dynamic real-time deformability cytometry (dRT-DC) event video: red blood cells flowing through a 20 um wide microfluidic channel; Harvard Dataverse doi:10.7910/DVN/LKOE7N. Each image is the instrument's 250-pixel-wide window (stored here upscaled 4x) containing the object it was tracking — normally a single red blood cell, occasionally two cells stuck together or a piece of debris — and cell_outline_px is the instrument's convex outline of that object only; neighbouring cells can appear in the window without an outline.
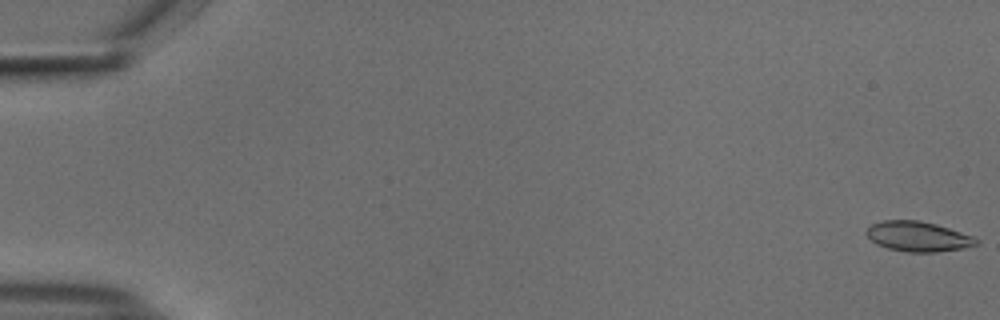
{"species": "common noctule bat (a hibernating species)", "species_latin": "Nyctalus noctula", "temperature_condition": "cold", "stored_images_in_passage": 55, "camera_frame_rate_fps": 3000, "um_per_image_px": 0.085, "animal": {"sex": "male", "body_mass_g": 18.8}, "frame": {"image": 1, "passage_image": 1, "time_ms": 0.0, "image_size_px": [1000, 320], "cell_outline_px": [[980, 244], [964, 248], [936, 252], [908, 252], [888, 248], [876, 244], [864, 232], [872, 224], [884, 220], [920, 220], [936, 224], [972, 236], [980, 240]], "centroid_in_image_um": [78.05, 20.1], "position_along_channel_um": 7.0, "area_um2": 19.19}}
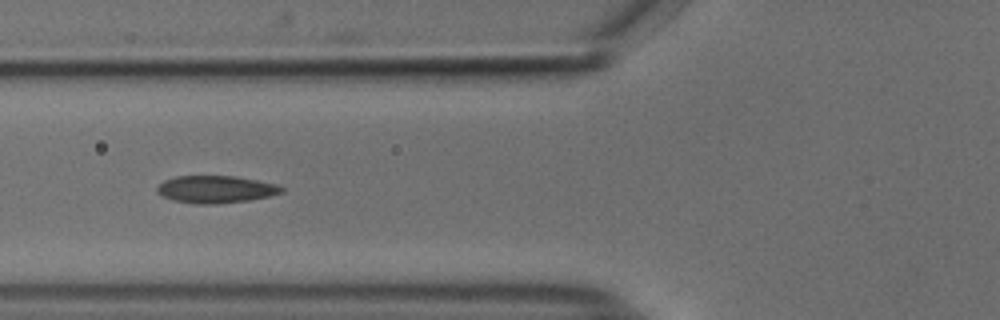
{"frame": {"image": 2, "passage_image": 22, "time_ms": 7.0, "image_size_px": [1000, 320], "cell_outline_px": [[284, 192], [268, 196], [248, 200], [216, 204], [196, 204], [172, 200], [160, 196], [156, 192], [156, 188], [164, 180], [176, 176], [236, 176], [276, 184], [284, 188]], "centroid_in_image_um": [18.3, 16.09], "position_along_channel_um": 107.5, "area_um2": 19.88}}
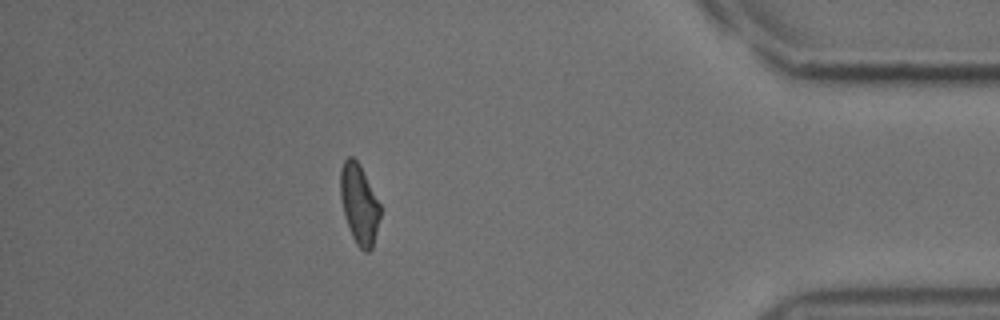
{"frame": {"image": 3, "passage_image": 49, "time_ms": 16.0, "image_size_px": [1000, 320], "cell_outline_px": [[380, 216], [372, 248], [368, 252], [364, 252], [356, 244], [352, 236], [344, 216], [340, 196], [340, 168], [344, 160], [348, 156], [352, 156], [356, 160], [380, 204]], "centroid_in_image_um": [30.5, 17.37], "position_along_channel_um": 404.7, "area_um2": 18.26}, "authors_computed_cell_mechanics": {"area_um2": 19.4786, "velocity_mm_per_s": 3.7346, "shape_relaxation_time_tau1_ms": 3.4771, "shape_relaxation_time_tau2_ms": 1.8992, "deformation_change_tau1": 0.1442, "deformation_change_tau2": 0.0799}}